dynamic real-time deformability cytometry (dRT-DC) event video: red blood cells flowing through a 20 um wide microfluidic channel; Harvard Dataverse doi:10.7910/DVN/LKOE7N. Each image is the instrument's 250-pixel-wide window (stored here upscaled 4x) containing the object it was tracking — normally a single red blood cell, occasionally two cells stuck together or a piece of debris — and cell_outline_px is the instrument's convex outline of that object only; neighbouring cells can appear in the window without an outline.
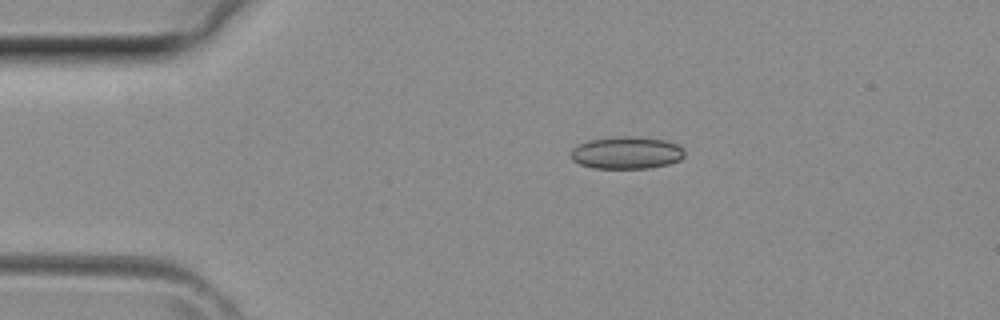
{"species": "common noctule bat (a hibernating species)", "species_latin": "Nyctalus noctula", "temperature_condition": "room temperature", "stored_images_in_passage": 33, "camera_frame_rate_fps": 3000, "um_per_image_px": 0.085, "animal": {"sex": "female", "body_mass_g": 29.2, "forearm_length_mm": 56.3}, "frame": {"image": 1, "passage_image": 1, "time_ms": 0.0, "image_size_px": [1000, 320], "cell_outline_px": [[684, 156], [680, 160], [668, 164], [648, 168], [592, 168], [580, 164], [572, 160], [572, 148], [588, 140], [624, 136], [632, 136], [664, 140], [676, 144], [684, 148]], "centroid_in_image_um": [53.27, 12.99], "position_along_channel_um": 31.7, "area_um2": 21.27}}
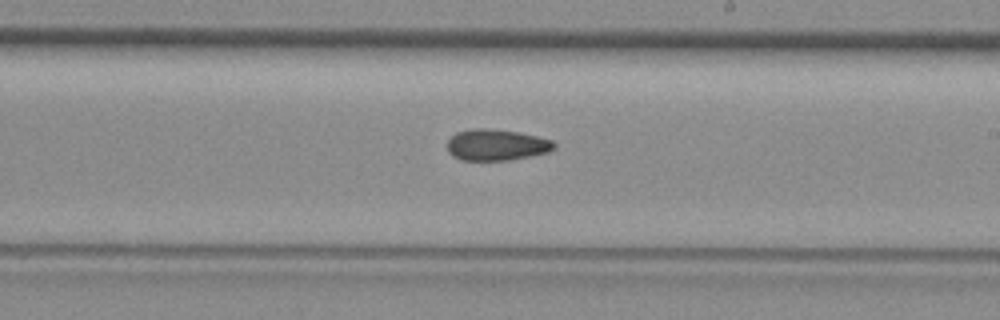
{"frame": {"image": 2, "passage_image": 16, "time_ms": 5.0, "image_size_px": [1000, 320], "cell_outline_px": [[556, 148], [548, 152], [508, 160], [460, 160], [452, 156], [448, 152], [448, 140], [456, 132], [476, 128], [484, 128], [520, 132], [552, 140], [556, 144]], "centroid_in_image_um": [42.19, 12.31], "position_along_channel_um": 246.8, "area_um2": 19.42}}
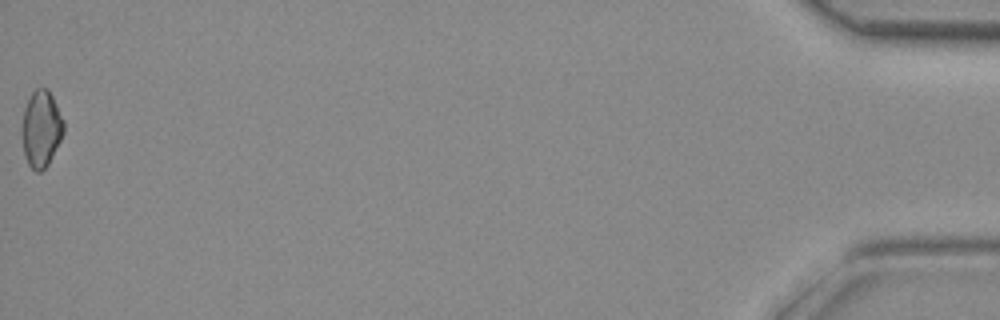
{"frame": {"image": 3, "passage_image": 33, "time_ms": 10.667, "image_size_px": [1000, 320], "cell_outline_px": [[64, 132], [48, 164], [40, 172], [36, 172], [28, 164], [24, 152], [20, 132], [20, 128], [24, 108], [32, 92], [36, 88], [48, 88], [64, 120]], "centroid_in_image_um": [3.48, 10.93], "position_along_channel_um": 431.7, "area_um2": 18.73}}